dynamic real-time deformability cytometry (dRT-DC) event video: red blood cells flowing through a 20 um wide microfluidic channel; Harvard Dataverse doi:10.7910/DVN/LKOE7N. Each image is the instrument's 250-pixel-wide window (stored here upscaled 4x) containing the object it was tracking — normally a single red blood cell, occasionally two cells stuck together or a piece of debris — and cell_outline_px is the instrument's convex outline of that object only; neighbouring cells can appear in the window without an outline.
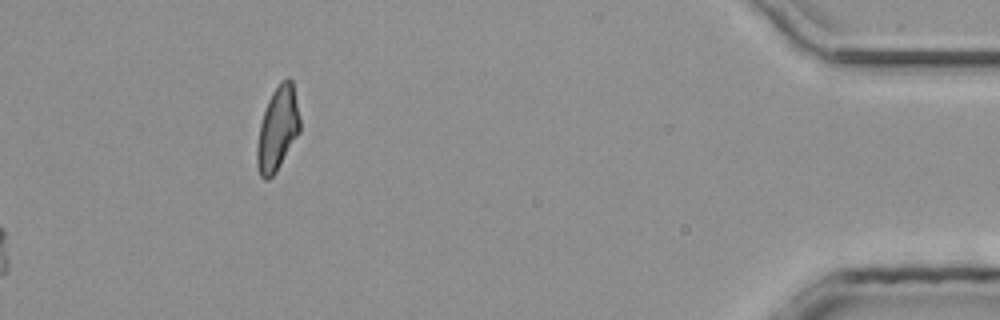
{"species": "common noctule bat (a hibernating species)", "species_latin": "Nyctalus noctula", "temperature_condition": "room temperature", "stored_images_in_passage": 37, "camera_frame_rate_fps": 3000, "um_per_image_px": 0.085, "animal": {"sex": "male", "body_mass_g": 20.4}, "frame": {"image": 1, "passage_image": 37, "time_ms": 12.0, "image_size_px": [1000, 320], "cell_outline_px": [[300, 132], [276, 172], [268, 180], [264, 180], [260, 176], [256, 160], [256, 148], [260, 124], [268, 100], [272, 92], [280, 80], [288, 76], [292, 80], [300, 120]], "centroid_in_image_um": [23.59, 10.94], "position_along_channel_um": 411.6, "area_um2": 21.04}}